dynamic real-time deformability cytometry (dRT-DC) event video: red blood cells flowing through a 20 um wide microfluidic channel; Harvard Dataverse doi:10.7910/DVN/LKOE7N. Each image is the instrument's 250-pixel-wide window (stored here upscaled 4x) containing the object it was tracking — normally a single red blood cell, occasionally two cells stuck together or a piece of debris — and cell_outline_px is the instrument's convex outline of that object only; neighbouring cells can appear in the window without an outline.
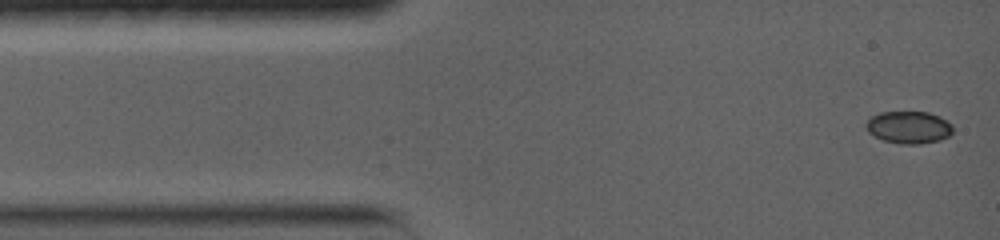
{"species": "common noctule bat (a hibernating species)", "species_latin": "Nyctalus noctula", "temperature_condition": "warm", "stored_images_in_passage": 56, "camera_frame_rate_fps": 5000, "um_per_image_px": 0.085, "animal": {"sex": "female", "body_mass_g": 19.0, "forearm_length_mm": 56.7}, "frame": {"image": 1, "passage_image": 1, "time_ms": 0.0, "image_size_px": [1000, 240], "cell_outline_px": [[952, 132], [948, 136], [940, 140], [920, 144], [900, 144], [884, 140], [868, 132], [864, 124], [872, 116], [880, 112], [928, 112], [940, 116], [952, 124]], "centroid_in_image_um": [77.25, 10.82], "position_along_channel_um": 7.8, "area_um2": 16.36}}
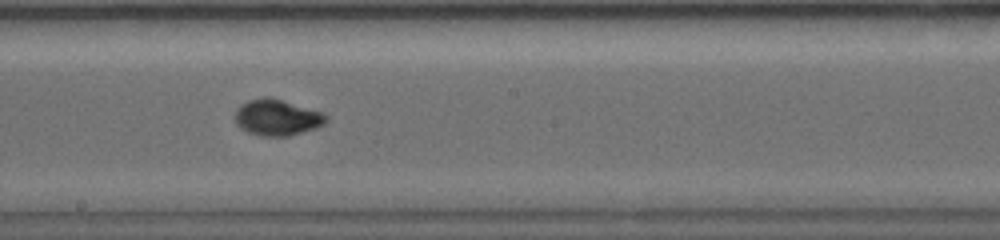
{"frame": {"image": 2, "passage_image": 25, "time_ms": 7.8, "image_size_px": [1000, 240], "cell_outline_px": [[328, 120], [324, 124], [316, 128], [288, 136], [260, 136], [248, 132], [240, 128], [236, 124], [236, 108], [240, 104], [248, 100], [264, 96], [272, 96], [324, 112], [328, 116]], "centroid_in_image_um": [23.57, 9.96], "position_along_channel_um": 224.6, "area_um2": 19.59}}
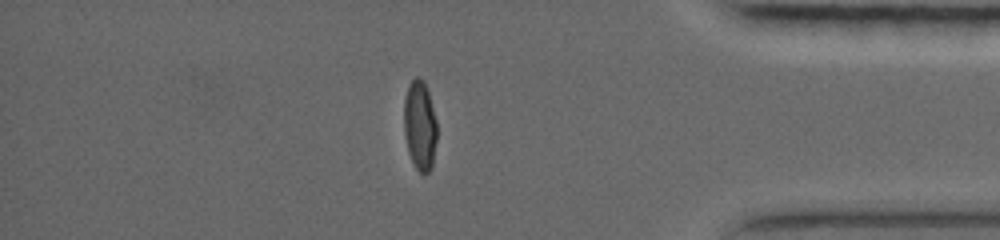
{"frame": {"image": 3, "passage_image": 48, "time_ms": 13.2, "image_size_px": [1000, 240], "cell_outline_px": [[436, 140], [432, 164], [428, 172], [420, 172], [416, 168], [408, 152], [404, 132], [404, 100], [408, 84], [416, 76], [424, 80], [428, 92], [436, 120]], "centroid_in_image_um": [35.67, 10.62], "position_along_channel_um": 399.5, "area_um2": 17.05}, "authors_computed_cell_mechanics": {"area_um2": 17.8602, "velocity_mm_per_s": 3.7196, "shape_relaxation_time_tau1_ms": 6.2218, "shape_relaxation_time_tau2_ms": null, "deformation_change_tau1": 0.2564, "deformation_change_tau2": null}}